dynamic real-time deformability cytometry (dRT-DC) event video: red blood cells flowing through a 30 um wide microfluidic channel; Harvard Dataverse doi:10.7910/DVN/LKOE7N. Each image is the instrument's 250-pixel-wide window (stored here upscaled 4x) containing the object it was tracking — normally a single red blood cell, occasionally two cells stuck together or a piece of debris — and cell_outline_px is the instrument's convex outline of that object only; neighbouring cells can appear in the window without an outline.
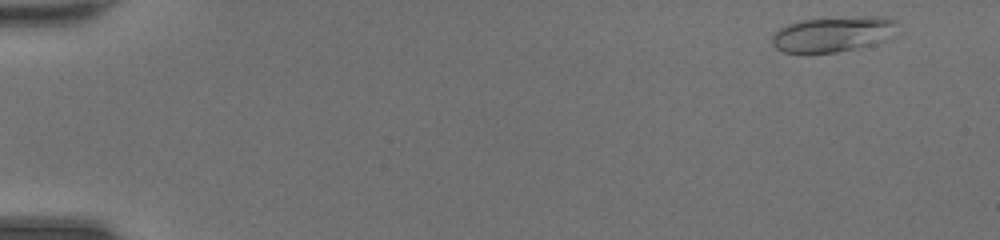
{"species": "common noctule bat (a hibernating species)", "species_latin": "Nyctalus noctula", "temperature_condition": "room temperature", "stored_images_in_passage": 47, "camera_frame_rate_fps": 3000, "um_per_image_px": 0.085, "animal": {"sex": "female", "body_mass_g": 20.0, "forearm_length_mm": 54.0}, "frame": {"image": 1, "passage_image": 3, "time_ms": 0.667, "image_size_px": [1000, 240], "cell_outline_px": [[896, 20], [884, 40], [872, 44], [836, 52], [784, 52], [776, 48], [772, 44], [772, 36], [780, 28], [788, 24], [800, 20], [864, 16], [884, 16]], "centroid_in_image_um": [70.72, 2.89], "position_along_channel_um": 14.3, "area_um2": 25.03}}
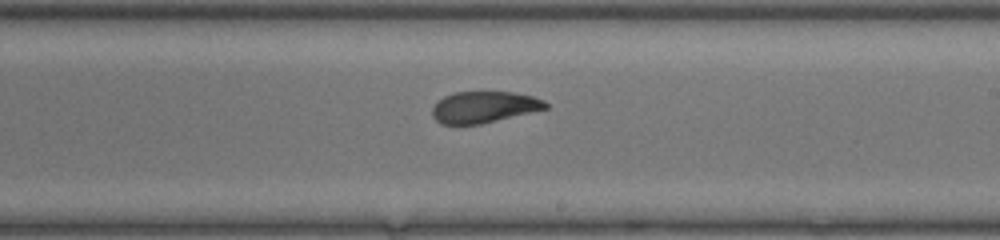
{"frame": {"image": 2, "passage_image": 29, "time_ms": 9.333, "image_size_px": [1000, 240], "cell_outline_px": [[548, 108], [480, 124], [440, 124], [432, 116], [432, 108], [444, 96], [452, 92], [512, 92], [532, 96], [544, 100], [548, 104]], "centroid_in_image_um": [41.13, 9.1], "position_along_channel_um": 247.9, "area_um2": 20.58}}
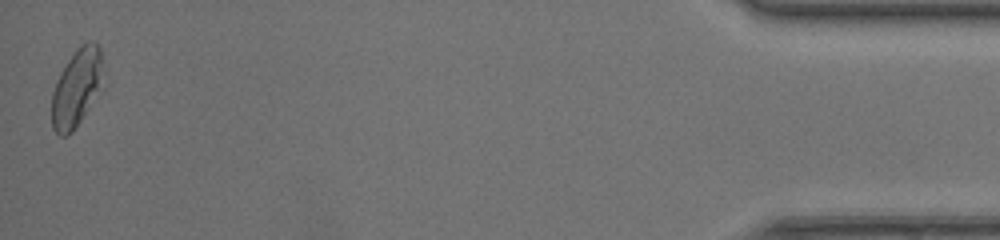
{"frame": {"image": 3, "passage_image": 47, "time_ms": 15.333, "image_size_px": [1000, 240], "cell_outline_px": [[104, 72], [88, 108], [72, 132], [68, 136], [60, 136], [52, 128], [52, 92], [56, 80], [60, 72], [76, 48], [80, 44], [88, 40], [92, 40], [100, 48]], "centroid_in_image_um": [6.47, 7.42], "position_along_channel_um": 428.7, "area_um2": 22.83}, "authors_computed_cell_mechanics": {"area_um2": 22.1952, "velocity_mm_per_s": 4.4214, "shape_relaxation_time_tau1_ms": 9.2789, "shape_relaxation_time_tau2_ms": 1.0861, "deformation_change_tau1": 0.2144, "deformation_change_tau2": 0.074}}